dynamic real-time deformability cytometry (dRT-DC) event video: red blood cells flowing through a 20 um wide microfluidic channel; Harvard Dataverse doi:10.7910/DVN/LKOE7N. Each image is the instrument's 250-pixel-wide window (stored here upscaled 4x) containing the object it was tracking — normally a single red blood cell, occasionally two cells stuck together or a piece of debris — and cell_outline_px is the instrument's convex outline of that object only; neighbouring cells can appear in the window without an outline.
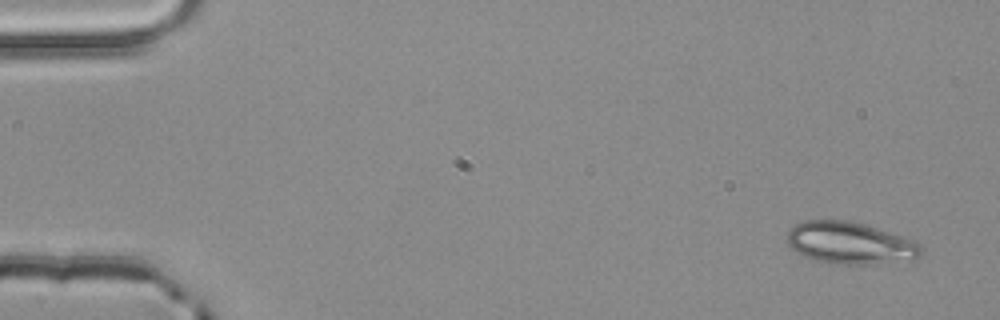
{"species": "common noctule bat (a hibernating species)", "species_latin": "Nyctalus noctula", "temperature_condition": "room temperature", "stored_images_in_passage": 5, "camera_frame_rate_fps": 3000, "um_per_image_px": 0.085, "animal": {"sex": "male", "body_mass_g": 20.4}, "frame": {"image": 1, "passage_image": 1, "time_ms": 0.0, "image_size_px": [1000, 320], "cell_outline_px": [[924, 248], [920, 256], [916, 260], [868, 264], [832, 264], [804, 256], [796, 252], [788, 244], [788, 232], [796, 224], [804, 220], [848, 220], [864, 224], [904, 236], [916, 240]], "centroid_in_image_um": [72.33, 20.66], "position_along_channel_um": 12.7, "area_um2": 33.06}}